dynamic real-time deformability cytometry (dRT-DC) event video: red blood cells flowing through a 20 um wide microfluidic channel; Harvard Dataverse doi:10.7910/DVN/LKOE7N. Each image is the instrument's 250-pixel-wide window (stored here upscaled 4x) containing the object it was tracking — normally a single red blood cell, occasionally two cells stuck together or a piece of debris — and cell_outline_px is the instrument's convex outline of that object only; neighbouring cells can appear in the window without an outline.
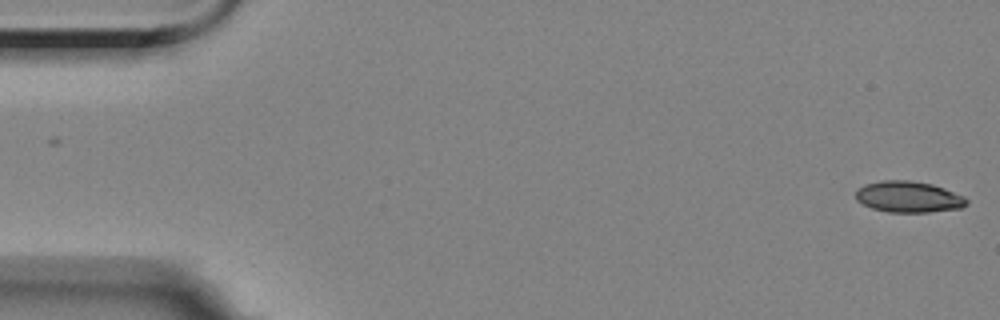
{"species": "Egyptian fruit bat (a non-hibernating species)", "species_latin": "Rousettus aegyptiacus", "temperature_condition": "room temperature", "stored_images_in_passage": 56, "camera_frame_rate_fps": 3000, "um_per_image_px": 0.085, "animal": {"sex": "female"}, "frame": {"image": 1, "passage_image": 1, "time_ms": 0.0, "image_size_px": [1000, 320], "cell_outline_px": [[968, 204], [960, 208], [928, 212], [888, 212], [872, 208], [856, 200], [856, 188], [864, 184], [880, 180], [908, 180], [932, 184], [944, 188], [964, 196], [968, 200]], "centroid_in_image_um": [77.21, 16.72], "position_along_channel_um": 7.8, "area_um2": 20.23}}
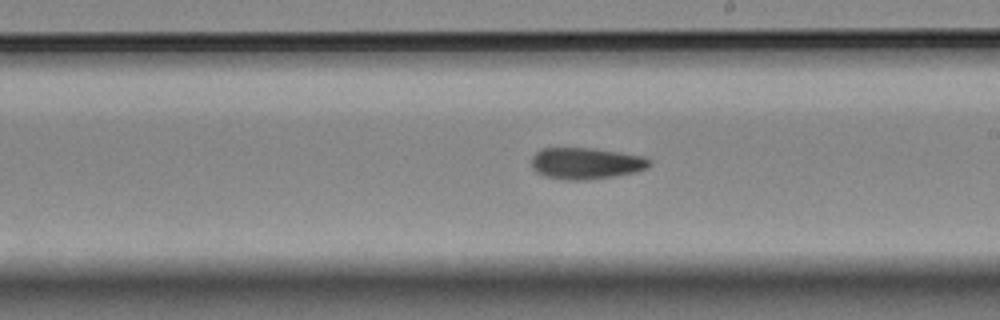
{"frame": {"image": 2, "passage_image": 32, "time_ms": 10.333, "image_size_px": [1000, 320], "cell_outline_px": [[652, 164], [648, 168], [636, 172], [588, 180], [564, 180], [544, 176], [536, 172], [532, 168], [532, 156], [540, 148], [596, 148], [644, 156]], "centroid_in_image_um": [49.8, 13.88], "position_along_channel_um": 239.2, "area_um2": 21.85}}
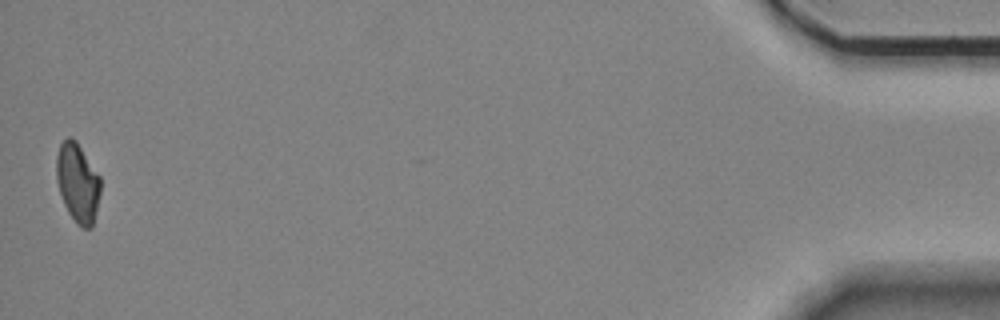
{"frame": {"image": 3, "passage_image": 56, "time_ms": 18.333, "image_size_px": [1000, 320], "cell_outline_px": [[100, 192], [92, 228], [80, 228], [76, 224], [68, 212], [64, 204], [56, 180], [56, 156], [60, 144], [68, 136], [72, 136], [76, 140], [100, 176]], "centroid_in_image_um": [6.59, 15.53], "position_along_channel_um": 428.6, "area_um2": 20.4}}